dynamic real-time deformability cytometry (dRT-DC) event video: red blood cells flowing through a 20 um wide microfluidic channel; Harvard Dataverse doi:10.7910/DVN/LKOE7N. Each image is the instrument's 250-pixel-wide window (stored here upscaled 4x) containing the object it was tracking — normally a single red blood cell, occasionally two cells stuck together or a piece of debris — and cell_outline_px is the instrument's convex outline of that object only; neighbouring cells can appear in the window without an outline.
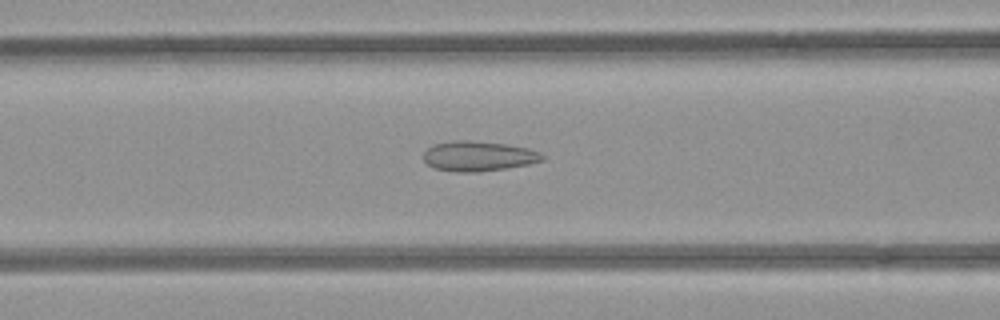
{"species": "common noctule bat (a hibernating species)", "species_latin": "Nyctalus noctula", "temperature_condition": "room temperature", "stored_images_in_passage": 53, "camera_frame_rate_fps": 3000, "um_per_image_px": 0.085, "animal": {"sex": "female", "body_mass_g": 21.9}, "frame": {"image": 1, "passage_image": 22, "time_ms": 7.0, "image_size_px": [1000, 320], "cell_outline_px": [[544, 160], [528, 164], [480, 172], [452, 172], [436, 168], [428, 164], [424, 160], [424, 152], [432, 144], [456, 140], [468, 140], [504, 144], [528, 148], [540, 152], [544, 156]], "centroid_in_image_um": [40.65, 13.27], "position_along_channel_um": 126.0, "area_um2": 20.69}}
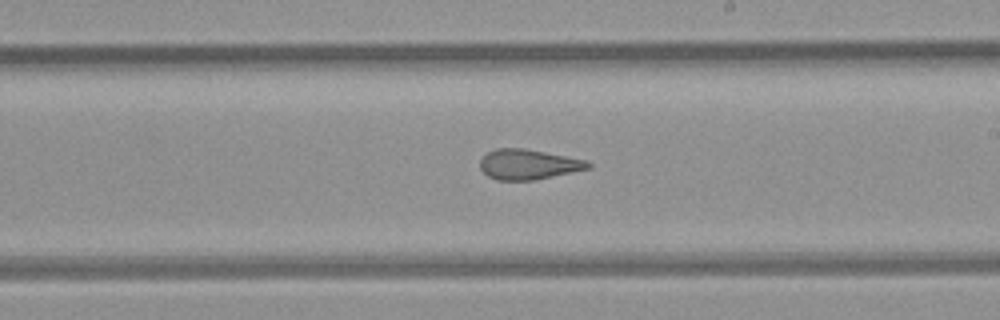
{"frame": {"image": 2, "passage_image": 31, "time_ms": 10.0, "image_size_px": [1000, 320], "cell_outline_px": [[592, 168], [532, 180], [496, 180], [488, 176], [480, 168], [480, 160], [488, 152], [496, 148], [524, 148], [584, 160], [592, 164]], "centroid_in_image_um": [44.88, 13.97], "position_along_channel_um": 244.1, "area_um2": 18.73}}
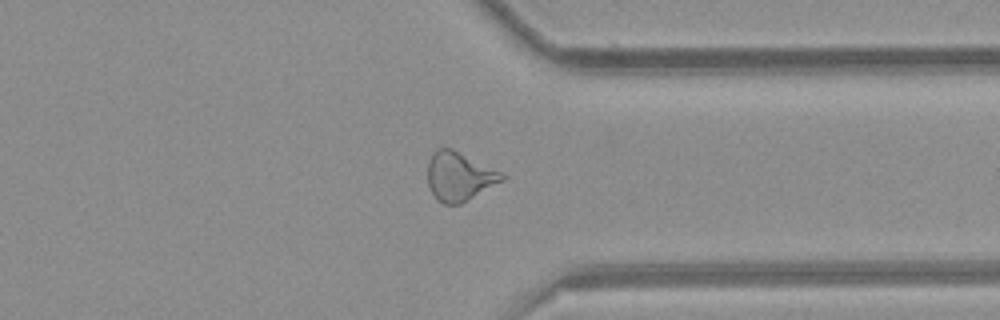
{"frame": {"image": 3, "passage_image": 41, "time_ms": 13.333, "image_size_px": [1000, 320], "cell_outline_px": [[508, 176], [504, 180], [460, 204], [444, 204], [436, 200], [428, 184], [428, 164], [432, 152], [440, 148], [452, 148], [504, 172]], "centroid_in_image_um": [39.07, 14.98], "position_along_channel_um": 372.3, "area_um2": 21.33}, "authors_computed_cell_mechanics": {"area_um2": 22.0796, "velocity_mm_per_s": 3.9399, "shape_relaxation_time_tau1_ms": null, "shape_relaxation_time_tau2_ms": 1.8487, "deformation_change_tau1": null, "deformation_change_tau2": 0.1115}}